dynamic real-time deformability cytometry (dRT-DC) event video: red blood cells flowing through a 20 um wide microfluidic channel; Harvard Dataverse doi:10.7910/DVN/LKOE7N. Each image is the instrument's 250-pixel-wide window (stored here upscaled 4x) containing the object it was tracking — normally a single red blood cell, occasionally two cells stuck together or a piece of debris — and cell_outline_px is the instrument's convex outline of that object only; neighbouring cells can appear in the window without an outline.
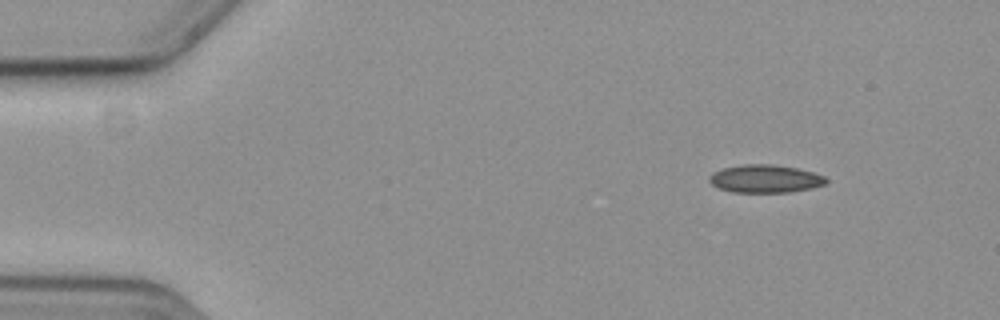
{"species": "common noctule bat (a hibernating species)", "species_latin": "Nyctalus noctula", "temperature_condition": "cold", "stored_images_in_passage": 9, "camera_frame_rate_fps": 3000, "um_per_image_px": 0.085, "animal": {"sex": "female", "body_mass_g": 19.3, "forearm_length_mm": 54.1}, "frame": {"image": 1, "passage_image": 1, "time_ms": 0.0, "image_size_px": [1000, 320], "cell_outline_px": [[828, 180], [824, 184], [812, 188], [792, 192], [732, 192], [720, 188], [712, 184], [708, 180], [708, 176], [712, 172], [720, 168], [740, 164], [772, 164], [796, 168], [812, 172], [824, 176]], "centroid_in_image_um": [65.0, 15.18], "position_along_channel_um": 20.0, "area_um2": 19.13}}